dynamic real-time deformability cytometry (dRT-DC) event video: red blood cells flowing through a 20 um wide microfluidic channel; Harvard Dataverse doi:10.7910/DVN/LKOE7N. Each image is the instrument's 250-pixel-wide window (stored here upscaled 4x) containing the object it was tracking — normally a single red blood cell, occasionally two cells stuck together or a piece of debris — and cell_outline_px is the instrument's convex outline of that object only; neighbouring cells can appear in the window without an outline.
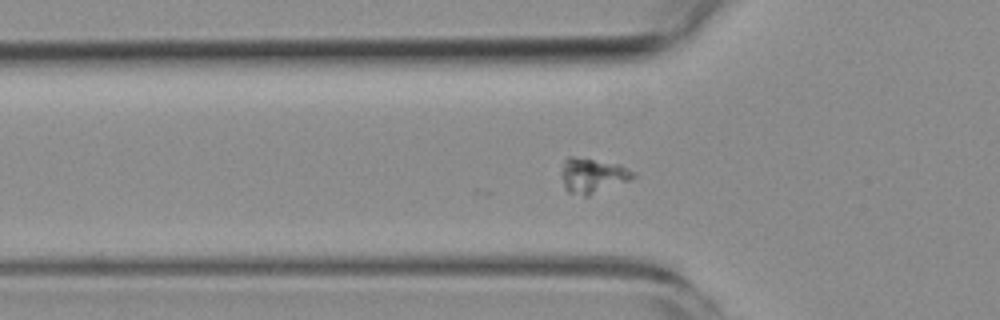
{"species": "common noctule bat (a hibernating species)", "species_latin": "Nyctalus noctula", "temperature_condition": "room temperature", "stored_images_in_passage": 44, "camera_frame_rate_fps": 3000, "um_per_image_px": 0.085, "animal": {"sex": "female", "body_mass_g": 19.3, "forearm_length_mm": 54.1}, "frame": {"image": 1, "passage_image": 7, "time_ms": 2.0, "image_size_px": [1000, 320], "cell_outline_px": [[636, 176], [628, 180], [588, 196], [584, 196], [568, 192], [564, 188], [560, 176], [560, 172], [564, 160], [568, 156], [572, 156], [620, 164], [636, 172]], "centroid_in_image_um": [50.33, 14.91], "position_along_channel_um": 75.5, "area_um2": 14.68}}
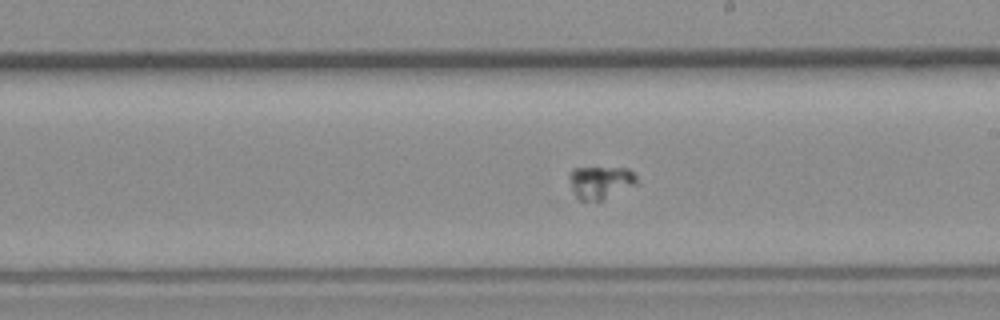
{"frame": {"image": 2, "passage_image": 20, "time_ms": 6.333, "image_size_px": [1000, 320], "cell_outline_px": [[636, 184], [600, 204], [596, 204], [580, 200], [576, 196], [572, 188], [568, 176], [568, 172], [572, 168], [628, 168], [636, 176]], "centroid_in_image_um": [51.02, 15.56], "position_along_channel_um": 238.0, "area_um2": 13.41}}
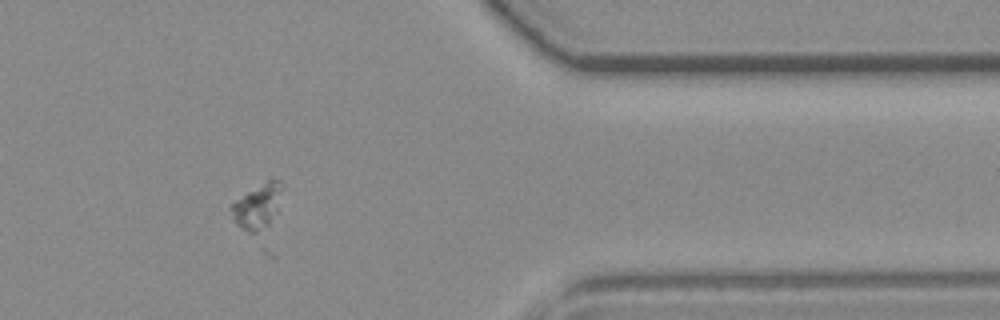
{"frame": {"image": 3, "passage_image": 34, "time_ms": 11.0, "image_size_px": [1000, 320], "cell_outline_px": [[284, 188], [276, 212], [268, 224], [256, 232], [248, 232], [236, 224], [228, 208], [236, 200], [248, 192], [268, 180], [280, 180], [284, 184]], "centroid_in_image_um": [21.89, 17.51], "position_along_channel_um": 389.5, "area_um2": 13.06}}